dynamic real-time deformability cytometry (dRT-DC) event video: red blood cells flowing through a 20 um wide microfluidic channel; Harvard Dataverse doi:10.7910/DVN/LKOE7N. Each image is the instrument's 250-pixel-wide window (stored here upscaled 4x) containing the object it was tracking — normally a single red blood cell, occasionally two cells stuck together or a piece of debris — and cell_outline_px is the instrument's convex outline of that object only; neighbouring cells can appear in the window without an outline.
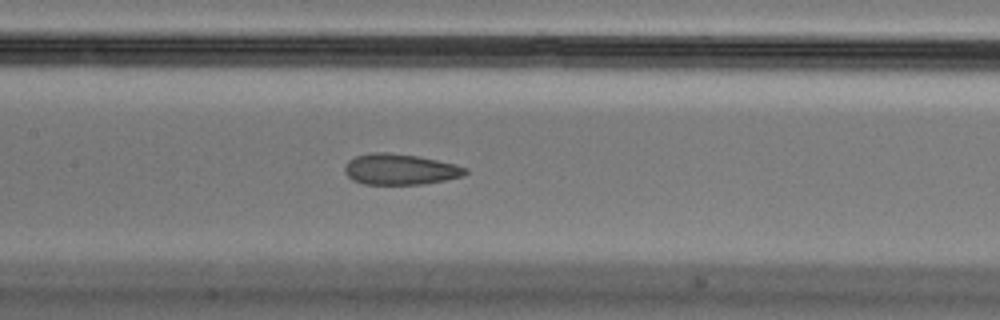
{"species": "Egyptian fruit bat (a non-hibernating species)", "species_latin": "Rousettus aegyptiacus", "temperature_condition": "cold", "stored_images_in_passage": 38, "camera_frame_rate_fps": 3000, "um_per_image_px": 0.085, "animal": {"sex": "male"}, "frame": {"image": 1, "passage_image": 12, "time_ms": 3.667, "image_size_px": [1000, 320], "cell_outline_px": [[468, 172], [464, 176], [424, 184], [364, 184], [352, 180], [344, 172], [344, 168], [348, 160], [356, 156], [368, 152], [384, 152], [416, 156], [456, 164], [468, 168]], "centroid_in_image_um": [34.0, 14.39], "position_along_channel_um": 173.4, "area_um2": 21.73}}
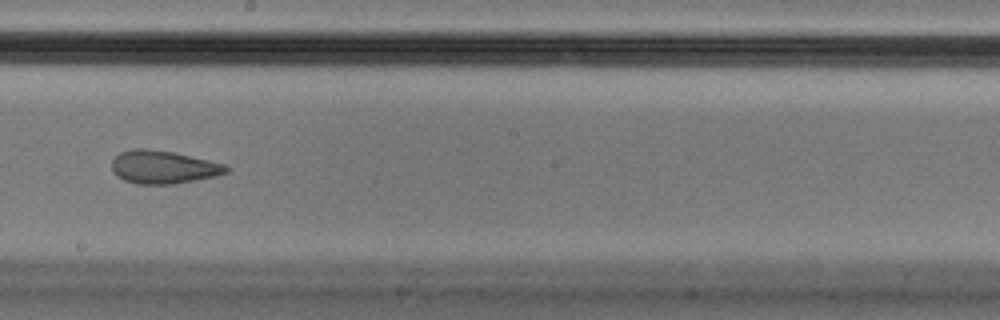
{"frame": {"image": 2, "passage_image": 17, "time_ms": 5.333, "image_size_px": [1000, 320], "cell_outline_px": [[228, 172], [216, 176], [176, 184], [136, 184], [124, 180], [116, 176], [112, 172], [112, 160], [120, 152], [132, 148], [148, 148], [172, 152], [208, 160], [224, 164], [228, 168]], "centroid_in_image_um": [13.84, 14.21], "position_along_channel_um": 234.4, "area_um2": 22.14}}